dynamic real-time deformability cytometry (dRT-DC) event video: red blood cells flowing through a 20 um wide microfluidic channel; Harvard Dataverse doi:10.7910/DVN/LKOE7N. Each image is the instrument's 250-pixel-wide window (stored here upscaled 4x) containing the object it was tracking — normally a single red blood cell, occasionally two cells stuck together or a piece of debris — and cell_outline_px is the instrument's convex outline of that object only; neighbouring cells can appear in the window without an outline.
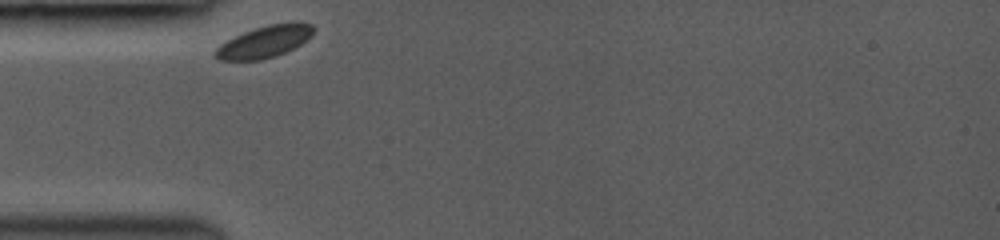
{"species": "common noctule bat (a hibernating species)", "species_latin": "Nyctalus noctula", "temperature_condition": "room temperature", "stored_images_in_passage": 16, "camera_frame_rate_fps": 3000, "um_per_image_px": 0.085, "animal": {"sex": "female", "body_mass_g": 19.0, "forearm_length_mm": 53.3}, "frame": {"image": 1, "passage_image": 1, "time_ms": 0.0, "image_size_px": [1000, 240], "cell_outline_px": [[316, 28], [300, 44], [276, 56], [260, 60], [220, 60], [212, 52], [220, 44], [244, 32], [268, 24], [292, 20], [300, 20], [312, 24]], "centroid_in_image_um": [22.51, 3.51], "position_along_channel_um": 62.5, "area_um2": 18.26}}
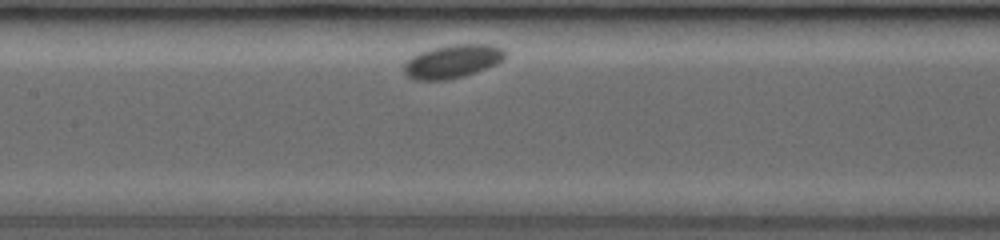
{"frame": {"image": 2, "passage_image": 10, "time_ms": 3.0, "image_size_px": [1000, 240], "cell_outline_px": [[508, 56], [504, 60], [496, 64], [476, 72], [464, 76], [448, 80], [412, 80], [404, 72], [404, 64], [412, 56], [420, 52], [432, 48], [448, 44], [492, 44], [504, 48], [508, 52]], "centroid_in_image_um": [38.52, 5.2], "position_along_channel_um": 168.9, "area_um2": 20.06}}
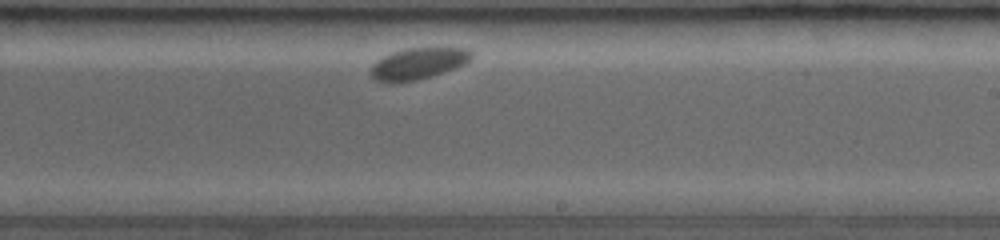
{"frame": {"image": 3, "passage_image": 16, "time_ms": 5.333, "image_size_px": [1000, 240], "cell_outline_px": [[472, 56], [464, 64], [456, 68], [432, 76], [416, 80], [396, 84], [388, 84], [376, 80], [368, 72], [372, 64], [376, 60], [392, 52], [404, 48], [468, 48], [472, 52]], "centroid_in_image_um": [35.48, 5.43], "position_along_channel_um": 253.5, "area_um2": 18.79}}